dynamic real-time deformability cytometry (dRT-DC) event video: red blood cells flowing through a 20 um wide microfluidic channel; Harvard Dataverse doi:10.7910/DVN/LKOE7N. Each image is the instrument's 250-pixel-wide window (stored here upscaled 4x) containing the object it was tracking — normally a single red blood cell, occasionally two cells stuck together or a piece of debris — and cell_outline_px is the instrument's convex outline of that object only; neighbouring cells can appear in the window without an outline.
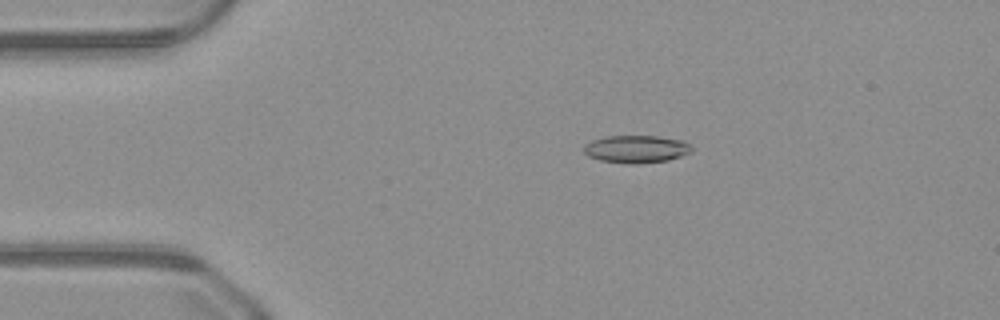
{"species": "common noctule bat (a hibernating species)", "species_latin": "Nyctalus noctula", "temperature_condition": "warm", "stored_images_in_passage": 50, "camera_frame_rate_fps": 3000, "um_per_image_px": 0.085, "animal": {"sex": "male", "body_mass_g": 23.1, "forearm_length_mm": 52.7}, "frame": {"image": 1, "passage_image": 10, "time_ms": 3.0, "image_size_px": [1000, 320], "cell_outline_px": [[692, 152], [668, 160], [636, 164], [628, 164], [600, 160], [588, 156], [584, 152], [584, 144], [592, 140], [608, 136], [660, 136], [684, 140], [692, 148]], "centroid_in_image_um": [54.08, 12.67], "position_along_channel_um": 30.9, "area_um2": 17.4}}
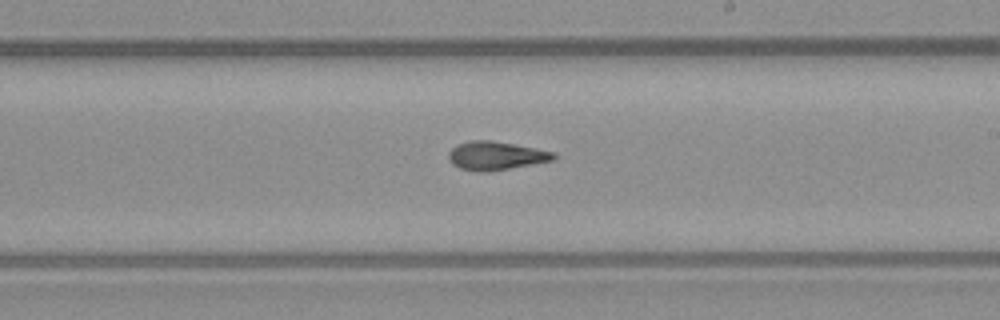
{"frame": {"image": 2, "passage_image": 29, "time_ms": 9.333, "image_size_px": [1000, 320], "cell_outline_px": [[556, 156], [552, 160], [488, 172], [476, 172], [460, 168], [452, 164], [448, 160], [448, 152], [452, 148], [460, 144], [472, 140], [492, 140], [556, 152]], "centroid_in_image_um": [42.11, 13.24], "position_along_channel_um": 246.9, "area_um2": 17.34}}
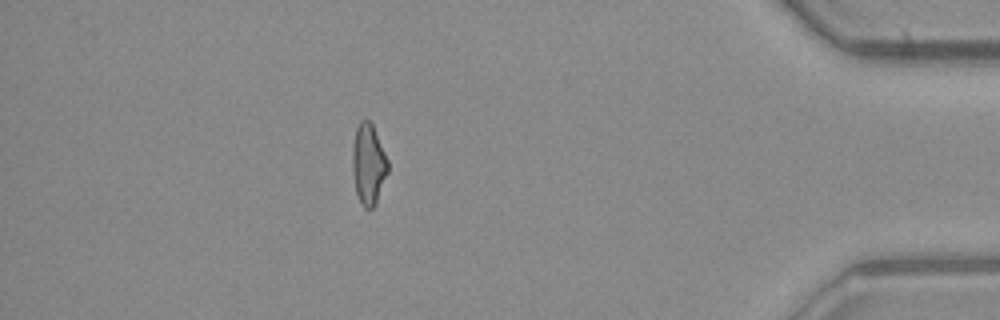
{"frame": {"image": 3, "passage_image": 44, "time_ms": 14.333, "image_size_px": [1000, 320], "cell_outline_px": [[388, 172], [376, 204], [372, 208], [364, 208], [360, 204], [356, 192], [352, 172], [352, 144], [356, 128], [360, 120], [368, 120], [372, 124], [388, 160]], "centroid_in_image_um": [31.3, 13.98], "position_along_channel_um": 403.9, "area_um2": 16.82}}